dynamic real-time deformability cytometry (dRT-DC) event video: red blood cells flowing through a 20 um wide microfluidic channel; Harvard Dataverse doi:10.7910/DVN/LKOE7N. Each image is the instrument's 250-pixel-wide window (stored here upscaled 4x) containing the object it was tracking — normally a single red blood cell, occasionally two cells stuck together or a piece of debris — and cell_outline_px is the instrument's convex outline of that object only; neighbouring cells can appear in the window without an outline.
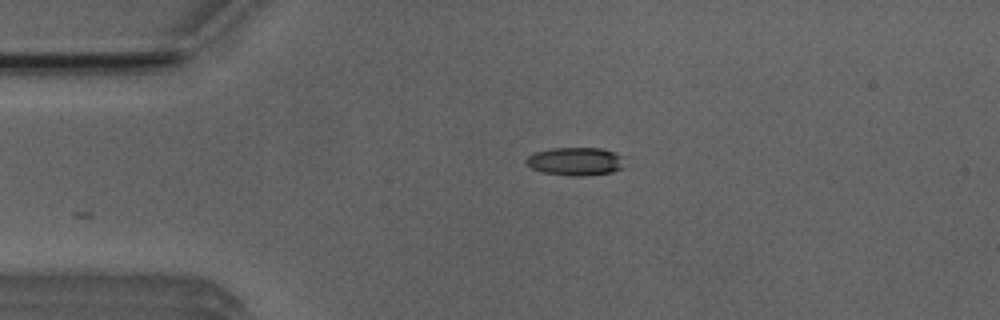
{"species": "Egyptian fruit bat (a non-hibernating species)", "species_latin": "Rousettus aegyptiacus", "temperature_condition": "room temperature", "stored_images_in_passage": 3, "camera_frame_rate_fps": 3000, "um_per_image_px": 0.085, "animal": {"sex": "male"}, "frame": {"image": 1, "passage_image": 3, "time_ms": 2.333, "image_size_px": [1000, 320], "cell_outline_px": [[628, 164], [624, 168], [612, 172], [580, 176], [576, 176], [544, 172], [532, 168], [524, 164], [524, 160], [528, 156], [536, 152], [552, 148], [600, 148], [616, 152]], "centroid_in_image_um": [48.95, 13.71], "position_along_channel_um": 36.0, "area_um2": 16.24}}